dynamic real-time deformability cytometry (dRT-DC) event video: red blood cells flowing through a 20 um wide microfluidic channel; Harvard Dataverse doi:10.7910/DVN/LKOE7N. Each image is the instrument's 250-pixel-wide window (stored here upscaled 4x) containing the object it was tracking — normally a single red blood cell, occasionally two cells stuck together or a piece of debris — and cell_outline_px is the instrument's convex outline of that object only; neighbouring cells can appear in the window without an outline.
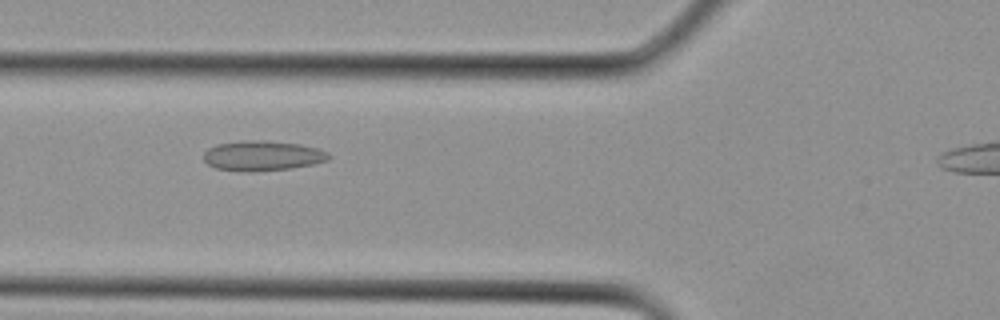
{"species": "Egyptian fruit bat (a non-hibernating species)", "species_latin": "Rousettus aegyptiacus", "temperature_condition": "cold", "stored_images_in_passage": 22, "camera_frame_rate_fps": 3000, "um_per_image_px": 0.085, "animal": {"sex": "female"}, "frame": {"image": 1, "passage_image": 6, "time_ms": 1.667, "image_size_px": [1000, 320], "cell_outline_px": [[332, 156], [328, 160], [312, 164], [292, 168], [252, 172], [240, 172], [216, 168], [208, 164], [204, 160], [204, 152], [208, 148], [216, 144], [244, 140], [264, 140], [300, 144], [320, 148], [328, 152]], "centroid_in_image_um": [22.32, 13.24], "position_along_channel_um": 103.5, "area_um2": 22.2}}
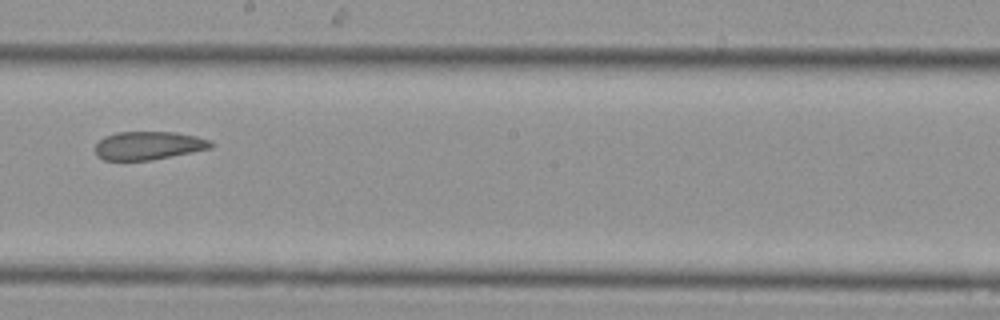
{"frame": {"image": 2, "passage_image": 12, "time_ms": 3.667, "image_size_px": [1000, 320], "cell_outline_px": [[212, 148], [152, 160], [104, 160], [96, 156], [96, 144], [104, 136], [116, 132], [176, 132], [196, 136], [212, 140]], "centroid_in_image_um": [12.62, 12.37], "position_along_channel_um": 235.6, "area_um2": 19.13}}
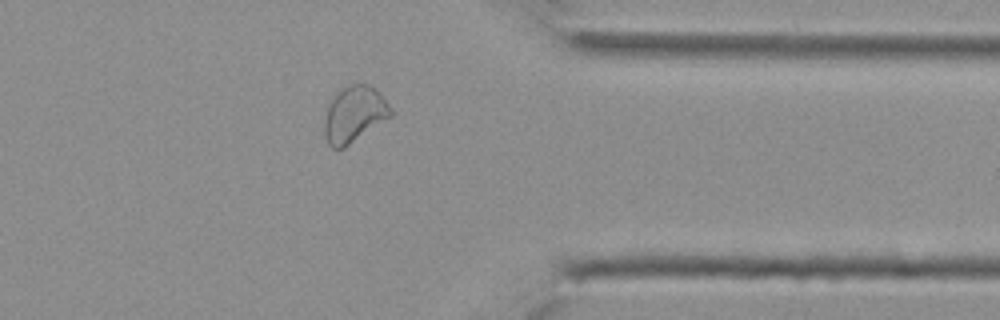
{"frame": {"image": 3, "passage_image": 19, "time_ms": 6.0, "image_size_px": [1000, 320], "cell_outline_px": [[392, 116], [344, 148], [332, 148], [328, 144], [324, 136], [324, 120], [328, 104], [332, 96], [340, 88], [352, 84], [368, 84], [380, 92], [392, 108]], "centroid_in_image_um": [30.1, 9.7], "position_along_channel_um": 381.3, "area_um2": 21.96}}